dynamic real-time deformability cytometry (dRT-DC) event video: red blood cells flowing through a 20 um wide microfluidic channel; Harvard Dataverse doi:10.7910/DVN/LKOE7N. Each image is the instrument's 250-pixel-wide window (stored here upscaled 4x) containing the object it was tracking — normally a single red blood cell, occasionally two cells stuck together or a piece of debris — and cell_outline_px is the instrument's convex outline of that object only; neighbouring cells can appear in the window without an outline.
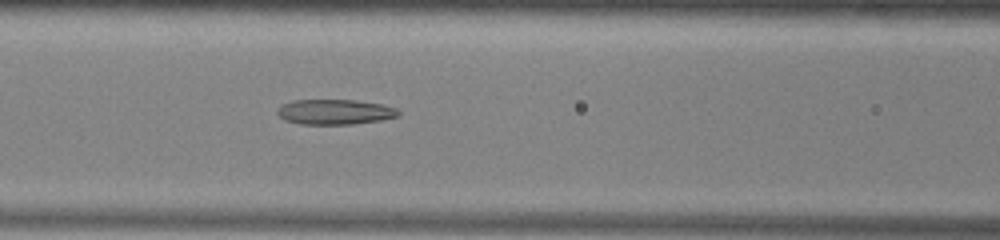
{"species": "common noctule bat (a hibernating species)", "species_latin": "Nyctalus noctula", "temperature_condition": "warm", "stored_images_in_passage": 47, "camera_frame_rate_fps": 3000, "um_per_image_px": 0.085, "animal": {"sex": "male", "body_mass_g": 13.0, "forearm_length_mm": 53.1}, "frame": {"image": 1, "passage_image": 17, "time_ms": 5.333, "image_size_px": [1000, 240], "cell_outline_px": [[400, 116], [380, 120], [352, 124], [300, 124], [284, 120], [276, 112], [284, 104], [296, 100], [352, 100], [380, 104], [396, 108], [400, 112]], "centroid_in_image_um": [28.48, 9.52], "position_along_channel_um": 138.1, "area_um2": 17.51}}
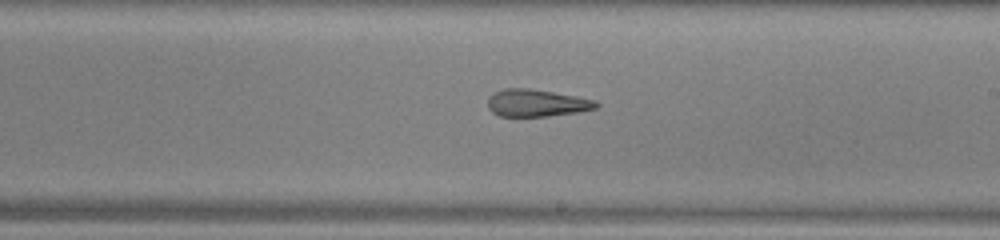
{"frame": {"image": 2, "passage_image": 25, "time_ms": 8.0, "image_size_px": [1000, 240], "cell_outline_px": [[600, 104], [596, 108], [580, 112], [548, 116], [500, 116], [492, 112], [488, 108], [488, 96], [504, 88], [528, 88], [576, 96], [596, 100]], "centroid_in_image_um": [45.62, 8.76], "position_along_channel_um": 243.4, "area_um2": 17.22}}
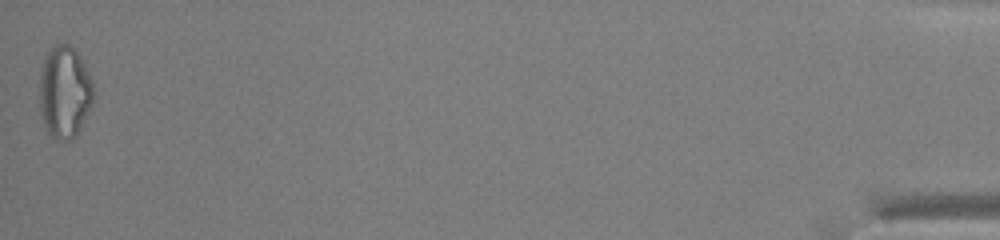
{"frame": {"image": 3, "passage_image": 47, "time_ms": 15.333, "image_size_px": [1000, 240], "cell_outline_px": [[92, 104], [80, 128], [72, 140], [56, 140], [48, 132], [44, 124], [40, 108], [40, 76], [44, 60], [48, 52], [56, 44], [64, 40], [68, 40], [80, 56], [92, 80]], "centroid_in_image_um": [5.49, 7.79], "position_along_channel_um": 429.7, "area_um2": 28.9}, "authors_computed_cell_mechanics": {"area_um2": 20.4612, "velocity_mm_per_s": 3.9585, "shape_relaxation_time_tau1_ms": null, "shape_relaxation_time_tau2_ms": 4.1241, "deformation_change_tau1": null, "deformation_change_tau2": 0.1577}}